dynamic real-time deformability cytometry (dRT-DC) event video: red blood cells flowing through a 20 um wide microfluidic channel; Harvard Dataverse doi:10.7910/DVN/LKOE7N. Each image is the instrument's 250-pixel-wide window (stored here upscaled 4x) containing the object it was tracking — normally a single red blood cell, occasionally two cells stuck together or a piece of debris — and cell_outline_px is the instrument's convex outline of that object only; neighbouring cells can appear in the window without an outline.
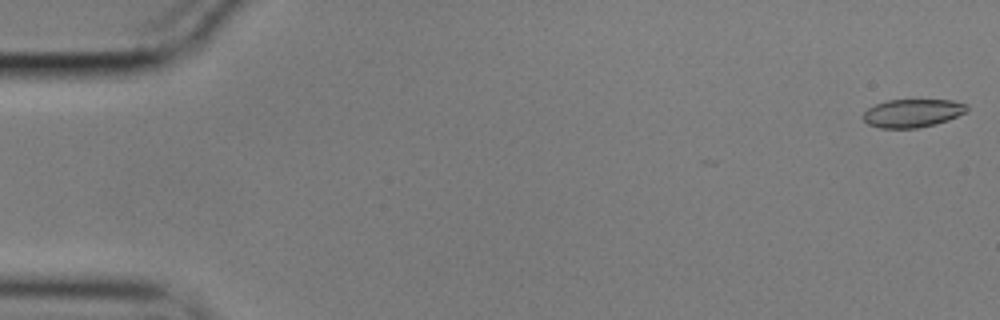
{"species": "common noctule bat (a hibernating species)", "species_latin": "Nyctalus noctula", "temperature_condition": "cold", "stored_images_in_passage": 9, "camera_frame_rate_fps": 3000, "um_per_image_px": 0.085, "animal": {"sex": "male", "body_mass_g": 17.9}, "frame": {"image": 1, "passage_image": 1, "time_ms": 0.0, "image_size_px": [1000, 320], "cell_outline_px": [[968, 112], [948, 120], [916, 128], [880, 128], [868, 124], [860, 116], [868, 108], [876, 104], [888, 100], [952, 100], [968, 104]], "centroid_in_image_um": [77.57, 9.61], "position_along_channel_um": 7.4, "area_um2": 17.11}}